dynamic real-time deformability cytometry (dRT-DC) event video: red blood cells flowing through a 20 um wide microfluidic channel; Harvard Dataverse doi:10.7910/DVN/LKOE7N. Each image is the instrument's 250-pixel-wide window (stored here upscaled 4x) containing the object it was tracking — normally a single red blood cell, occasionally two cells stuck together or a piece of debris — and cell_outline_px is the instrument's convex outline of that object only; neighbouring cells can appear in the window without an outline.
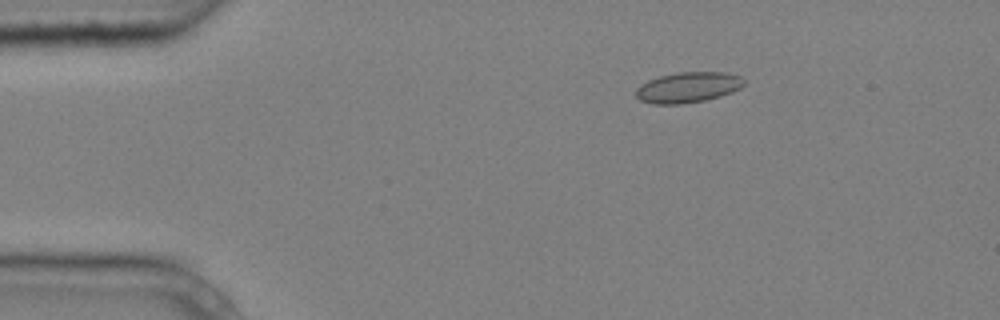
{"species": "common noctule bat (a hibernating species)", "species_latin": "Nyctalus noctula", "temperature_condition": "cold", "stored_images_in_passage": 5, "camera_frame_rate_fps": 3000, "um_per_image_px": 0.085, "animal": {"sex": "male", "body_mass_g": 20.4}, "frame": {"image": 1, "passage_image": 3, "time_ms": 0.667, "image_size_px": [1000, 320], "cell_outline_px": [[744, 84], [740, 88], [732, 92], [720, 96], [704, 100], [680, 104], [652, 104], [640, 100], [636, 96], [636, 88], [640, 84], [648, 80], [660, 76], [676, 72], [724, 72], [740, 76], [744, 80]], "centroid_in_image_um": [58.46, 7.42], "position_along_channel_um": 26.5, "area_um2": 19.25}}
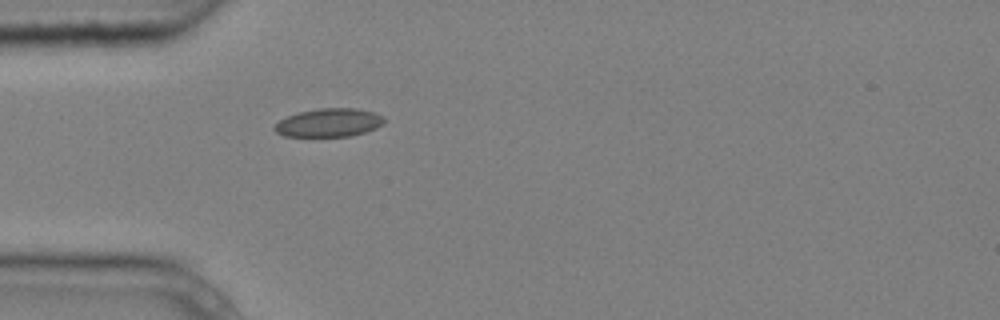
{"frame": {"image": 2, "passage_image": 5, "time_ms": 1.333, "image_size_px": [1000, 320], "cell_outline_px": [[384, 124], [376, 128], [364, 132], [348, 136], [284, 136], [276, 132], [272, 128], [280, 120], [288, 116], [300, 112], [320, 108], [356, 108], [372, 112], [384, 116]], "centroid_in_image_um": [27.97, 10.42], "position_along_channel_um": 57.0, "area_um2": 17.98}}